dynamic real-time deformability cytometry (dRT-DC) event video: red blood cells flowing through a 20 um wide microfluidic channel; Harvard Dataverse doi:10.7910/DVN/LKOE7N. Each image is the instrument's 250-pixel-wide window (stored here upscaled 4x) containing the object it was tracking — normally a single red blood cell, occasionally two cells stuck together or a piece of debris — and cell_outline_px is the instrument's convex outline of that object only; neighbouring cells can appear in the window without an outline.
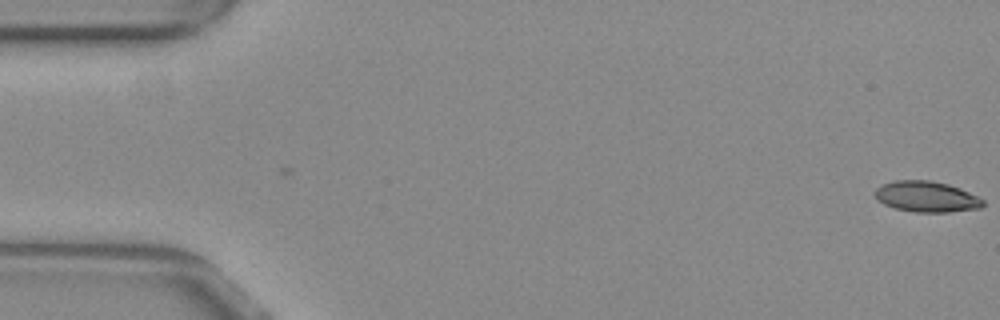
{"species": "common noctule bat (a hibernating species)", "species_latin": "Nyctalus noctula", "temperature_condition": "warm", "stored_images_in_passage": 2, "camera_frame_rate_fps": 3000, "um_per_image_px": 0.085, "animal": {"sex": "female", "body_mass_g": 29.2, "forearm_length_mm": 56.3}, "frame": {"image": 1, "passage_image": 2, "time_ms": 0.333, "image_size_px": [1000, 320], "cell_outline_px": [[984, 204], [980, 208], [948, 212], [916, 212], [896, 208], [884, 204], [872, 192], [880, 184], [896, 180], [928, 180], [948, 184], [960, 188], [984, 200]], "centroid_in_image_um": [78.73, 16.7], "position_along_channel_um": 6.3, "area_um2": 19.31}}